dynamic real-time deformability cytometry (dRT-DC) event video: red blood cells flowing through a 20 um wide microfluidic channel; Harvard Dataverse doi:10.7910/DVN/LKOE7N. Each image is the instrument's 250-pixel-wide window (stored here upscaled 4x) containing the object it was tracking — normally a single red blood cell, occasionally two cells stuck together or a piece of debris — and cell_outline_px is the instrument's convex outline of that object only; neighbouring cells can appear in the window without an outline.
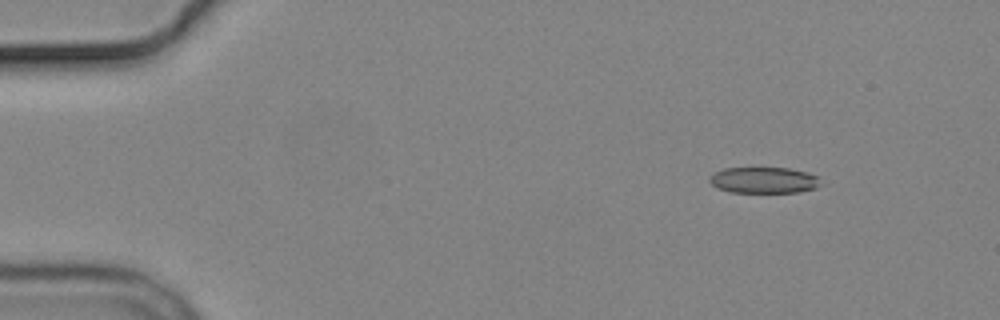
{"species": "common noctule bat (a hibernating species)", "species_latin": "Nyctalus noctula", "temperature_condition": "cold", "stored_images_in_passage": 3, "camera_frame_rate_fps": 3000, "um_per_image_px": 0.085, "animal": {"sex": "male", "body_mass_g": 19.2, "forearm_length_mm": 51.8}, "frame": {"image": 1, "passage_image": 1, "time_ms": 0.0, "image_size_px": [1000, 320], "cell_outline_px": [[820, 184], [816, 188], [800, 192], [732, 192], [720, 188], [712, 184], [708, 180], [716, 172], [724, 168], [788, 168], [808, 172], [816, 176]], "centroid_in_image_um": [64.95, 15.31], "position_along_channel_um": 20.0, "area_um2": 16.65}}